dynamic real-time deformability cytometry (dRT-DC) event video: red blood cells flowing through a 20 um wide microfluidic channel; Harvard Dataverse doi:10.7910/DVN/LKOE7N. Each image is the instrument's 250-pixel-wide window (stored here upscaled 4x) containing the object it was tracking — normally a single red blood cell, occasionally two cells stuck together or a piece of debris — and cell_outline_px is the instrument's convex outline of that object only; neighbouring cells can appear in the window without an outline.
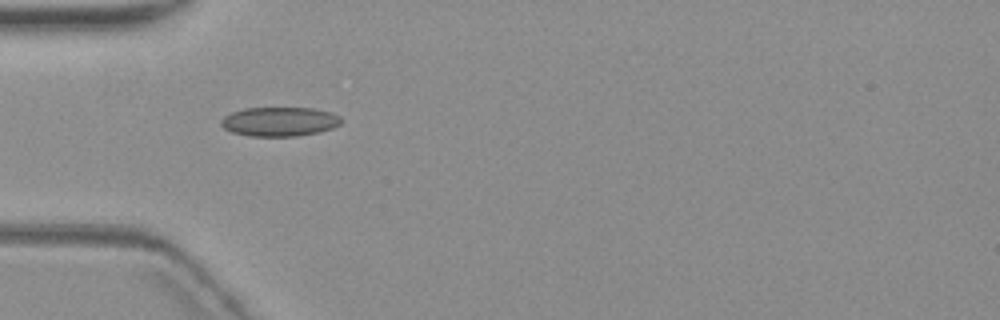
{"species": "common noctule bat (a hibernating species)", "species_latin": "Nyctalus noctula", "temperature_condition": "warm", "stored_images_in_passage": 6, "camera_frame_rate_fps": 3000, "um_per_image_px": 0.085, "animal": {"sex": "female", "body_mass_g": 19.3, "forearm_length_mm": 54.1}, "frame": {"image": 1, "passage_image": 6, "time_ms": 6.667, "image_size_px": [1000, 320], "cell_outline_px": [[340, 124], [332, 128], [320, 132], [300, 136], [248, 136], [232, 132], [224, 128], [220, 124], [220, 120], [224, 116], [232, 112], [244, 108], [312, 108], [332, 112], [340, 116]], "centroid_in_image_um": [23.75, 10.34], "position_along_channel_um": 61.2, "area_um2": 20.58}}